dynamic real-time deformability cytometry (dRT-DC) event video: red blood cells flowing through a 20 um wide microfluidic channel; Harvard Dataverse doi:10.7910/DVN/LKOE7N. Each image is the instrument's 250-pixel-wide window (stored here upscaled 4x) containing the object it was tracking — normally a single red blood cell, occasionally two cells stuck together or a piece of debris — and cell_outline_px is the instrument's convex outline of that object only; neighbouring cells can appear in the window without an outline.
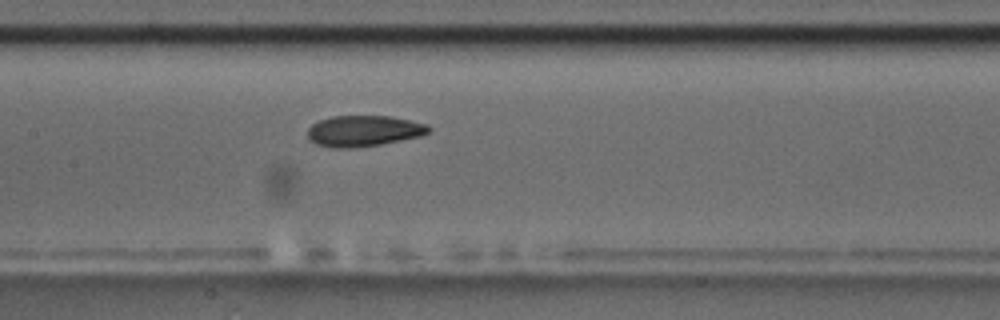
{"species": "common noctule bat (a hibernating species)", "species_latin": "Nyctalus noctula", "temperature_condition": "room temperature", "stored_images_in_passage": 4, "camera_frame_rate_fps": 3000, "um_per_image_px": 0.085, "animal": {"sex": "male", "body_mass_g": 17.5, "forearm_length_mm": 52.3}, "frame": {"image": 1, "passage_image": 4, "time_ms": 4.333, "image_size_px": [1000, 320], "cell_outline_px": [[432, 128], [428, 132], [420, 136], [380, 144], [348, 148], [332, 148], [316, 144], [308, 136], [308, 128], [312, 124], [320, 120], [332, 116], [392, 116], [428, 124]], "centroid_in_image_um": [30.92, 11.12], "position_along_channel_um": 176.5, "area_um2": 21.73}}